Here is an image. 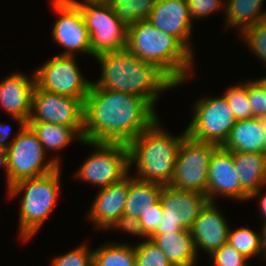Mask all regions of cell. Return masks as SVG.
<instances>
[{
    "label": "cell",
    "instance_id": "cell-1",
    "mask_svg": "<svg viewBox=\"0 0 266 266\" xmlns=\"http://www.w3.org/2000/svg\"><path fill=\"white\" fill-rule=\"evenodd\" d=\"M157 119L154 108L143 98L99 88L92 82L84 100L83 139L127 145Z\"/></svg>",
    "mask_w": 266,
    "mask_h": 266
},
{
    "label": "cell",
    "instance_id": "cell-2",
    "mask_svg": "<svg viewBox=\"0 0 266 266\" xmlns=\"http://www.w3.org/2000/svg\"><path fill=\"white\" fill-rule=\"evenodd\" d=\"M95 58L102 67L101 78L94 82L97 87L139 96L154 109L159 93L177 86L157 65L142 61L127 48Z\"/></svg>",
    "mask_w": 266,
    "mask_h": 266
},
{
    "label": "cell",
    "instance_id": "cell-3",
    "mask_svg": "<svg viewBox=\"0 0 266 266\" xmlns=\"http://www.w3.org/2000/svg\"><path fill=\"white\" fill-rule=\"evenodd\" d=\"M126 48L142 61L157 65L176 85L189 79L193 54L176 37L162 32L147 19L128 26Z\"/></svg>",
    "mask_w": 266,
    "mask_h": 266
},
{
    "label": "cell",
    "instance_id": "cell-4",
    "mask_svg": "<svg viewBox=\"0 0 266 266\" xmlns=\"http://www.w3.org/2000/svg\"><path fill=\"white\" fill-rule=\"evenodd\" d=\"M157 119L138 137L127 144L129 166L137 167L135 178L170 185L172 181L180 143L187 135L186 130L180 137L169 135L159 127Z\"/></svg>",
    "mask_w": 266,
    "mask_h": 266
},
{
    "label": "cell",
    "instance_id": "cell-5",
    "mask_svg": "<svg viewBox=\"0 0 266 266\" xmlns=\"http://www.w3.org/2000/svg\"><path fill=\"white\" fill-rule=\"evenodd\" d=\"M60 166L49 174L25 179L8 189L9 196L25 190L20 208V237L28 240L37 233L55 206L60 187Z\"/></svg>",
    "mask_w": 266,
    "mask_h": 266
},
{
    "label": "cell",
    "instance_id": "cell-6",
    "mask_svg": "<svg viewBox=\"0 0 266 266\" xmlns=\"http://www.w3.org/2000/svg\"><path fill=\"white\" fill-rule=\"evenodd\" d=\"M75 3L82 15L90 37L92 56L124 50L127 47L128 27L117 17L108 2Z\"/></svg>",
    "mask_w": 266,
    "mask_h": 266
},
{
    "label": "cell",
    "instance_id": "cell-7",
    "mask_svg": "<svg viewBox=\"0 0 266 266\" xmlns=\"http://www.w3.org/2000/svg\"><path fill=\"white\" fill-rule=\"evenodd\" d=\"M6 152L8 155L9 188L19 181L49 174L60 166V161L57 158L43 163L46 152L36 133L28 124L20 128Z\"/></svg>",
    "mask_w": 266,
    "mask_h": 266
},
{
    "label": "cell",
    "instance_id": "cell-8",
    "mask_svg": "<svg viewBox=\"0 0 266 266\" xmlns=\"http://www.w3.org/2000/svg\"><path fill=\"white\" fill-rule=\"evenodd\" d=\"M218 145L186 135L180 143L171 187L206 194L211 157Z\"/></svg>",
    "mask_w": 266,
    "mask_h": 266
},
{
    "label": "cell",
    "instance_id": "cell-9",
    "mask_svg": "<svg viewBox=\"0 0 266 266\" xmlns=\"http://www.w3.org/2000/svg\"><path fill=\"white\" fill-rule=\"evenodd\" d=\"M82 143L95 147L94 153L84 161L76 176L97 184L101 188L115 184L129 176L128 148L126 144L110 142Z\"/></svg>",
    "mask_w": 266,
    "mask_h": 266
},
{
    "label": "cell",
    "instance_id": "cell-10",
    "mask_svg": "<svg viewBox=\"0 0 266 266\" xmlns=\"http://www.w3.org/2000/svg\"><path fill=\"white\" fill-rule=\"evenodd\" d=\"M194 111L187 135L199 142L223 146L237 122L224 96L201 99Z\"/></svg>",
    "mask_w": 266,
    "mask_h": 266
},
{
    "label": "cell",
    "instance_id": "cell-11",
    "mask_svg": "<svg viewBox=\"0 0 266 266\" xmlns=\"http://www.w3.org/2000/svg\"><path fill=\"white\" fill-rule=\"evenodd\" d=\"M163 217L155 234H169L190 230L202 209L209 202L206 194L196 191L175 189L163 186L159 198Z\"/></svg>",
    "mask_w": 266,
    "mask_h": 266
},
{
    "label": "cell",
    "instance_id": "cell-12",
    "mask_svg": "<svg viewBox=\"0 0 266 266\" xmlns=\"http://www.w3.org/2000/svg\"><path fill=\"white\" fill-rule=\"evenodd\" d=\"M74 58V56L57 55L45 62L34 74L36 86L84 102L92 82L83 78Z\"/></svg>",
    "mask_w": 266,
    "mask_h": 266
},
{
    "label": "cell",
    "instance_id": "cell-13",
    "mask_svg": "<svg viewBox=\"0 0 266 266\" xmlns=\"http://www.w3.org/2000/svg\"><path fill=\"white\" fill-rule=\"evenodd\" d=\"M47 122L67 127H84V102L35 86L28 123Z\"/></svg>",
    "mask_w": 266,
    "mask_h": 266
},
{
    "label": "cell",
    "instance_id": "cell-14",
    "mask_svg": "<svg viewBox=\"0 0 266 266\" xmlns=\"http://www.w3.org/2000/svg\"><path fill=\"white\" fill-rule=\"evenodd\" d=\"M52 4L53 10L61 16L56 20L52 36L65 48V52L58 55L74 56L76 52L92 55L90 37L79 7L70 0H52Z\"/></svg>",
    "mask_w": 266,
    "mask_h": 266
},
{
    "label": "cell",
    "instance_id": "cell-15",
    "mask_svg": "<svg viewBox=\"0 0 266 266\" xmlns=\"http://www.w3.org/2000/svg\"><path fill=\"white\" fill-rule=\"evenodd\" d=\"M239 178L233 162V152L219 146L214 151L209 164L207 183L209 202H214L216 194L240 201L249 200V195L241 188Z\"/></svg>",
    "mask_w": 266,
    "mask_h": 266
},
{
    "label": "cell",
    "instance_id": "cell-16",
    "mask_svg": "<svg viewBox=\"0 0 266 266\" xmlns=\"http://www.w3.org/2000/svg\"><path fill=\"white\" fill-rule=\"evenodd\" d=\"M147 20L162 32L176 37L193 54L189 45L193 22L186 0H157Z\"/></svg>",
    "mask_w": 266,
    "mask_h": 266
},
{
    "label": "cell",
    "instance_id": "cell-17",
    "mask_svg": "<svg viewBox=\"0 0 266 266\" xmlns=\"http://www.w3.org/2000/svg\"><path fill=\"white\" fill-rule=\"evenodd\" d=\"M32 78L16 72L0 82V105L21 127L28 123L31 116L36 86L35 76Z\"/></svg>",
    "mask_w": 266,
    "mask_h": 266
},
{
    "label": "cell",
    "instance_id": "cell-18",
    "mask_svg": "<svg viewBox=\"0 0 266 266\" xmlns=\"http://www.w3.org/2000/svg\"><path fill=\"white\" fill-rule=\"evenodd\" d=\"M229 230L214 202H208L190 229L196 252L202 248L211 255L228 242Z\"/></svg>",
    "mask_w": 266,
    "mask_h": 266
},
{
    "label": "cell",
    "instance_id": "cell-19",
    "mask_svg": "<svg viewBox=\"0 0 266 266\" xmlns=\"http://www.w3.org/2000/svg\"><path fill=\"white\" fill-rule=\"evenodd\" d=\"M129 191V177L99 190L88 218L99 228L108 229L123 215Z\"/></svg>",
    "mask_w": 266,
    "mask_h": 266
},
{
    "label": "cell",
    "instance_id": "cell-20",
    "mask_svg": "<svg viewBox=\"0 0 266 266\" xmlns=\"http://www.w3.org/2000/svg\"><path fill=\"white\" fill-rule=\"evenodd\" d=\"M233 162L240 177L241 188L249 195V199L259 196L262 186L266 185V155L233 152Z\"/></svg>",
    "mask_w": 266,
    "mask_h": 266
},
{
    "label": "cell",
    "instance_id": "cell-21",
    "mask_svg": "<svg viewBox=\"0 0 266 266\" xmlns=\"http://www.w3.org/2000/svg\"><path fill=\"white\" fill-rule=\"evenodd\" d=\"M165 254L172 266H194L197 252L190 230L154 234L149 238Z\"/></svg>",
    "mask_w": 266,
    "mask_h": 266
},
{
    "label": "cell",
    "instance_id": "cell-22",
    "mask_svg": "<svg viewBox=\"0 0 266 266\" xmlns=\"http://www.w3.org/2000/svg\"><path fill=\"white\" fill-rule=\"evenodd\" d=\"M222 147L230 152L264 153V132L260 118L237 120Z\"/></svg>",
    "mask_w": 266,
    "mask_h": 266
},
{
    "label": "cell",
    "instance_id": "cell-23",
    "mask_svg": "<svg viewBox=\"0 0 266 266\" xmlns=\"http://www.w3.org/2000/svg\"><path fill=\"white\" fill-rule=\"evenodd\" d=\"M162 189V184L129 177V191L123 214L140 219L141 210L152 207L159 201Z\"/></svg>",
    "mask_w": 266,
    "mask_h": 266
},
{
    "label": "cell",
    "instance_id": "cell-24",
    "mask_svg": "<svg viewBox=\"0 0 266 266\" xmlns=\"http://www.w3.org/2000/svg\"><path fill=\"white\" fill-rule=\"evenodd\" d=\"M27 124L36 133L45 152L48 149L60 150L76 137L80 142L84 141V127H67L47 122Z\"/></svg>",
    "mask_w": 266,
    "mask_h": 266
},
{
    "label": "cell",
    "instance_id": "cell-25",
    "mask_svg": "<svg viewBox=\"0 0 266 266\" xmlns=\"http://www.w3.org/2000/svg\"><path fill=\"white\" fill-rule=\"evenodd\" d=\"M226 23L237 26L240 33L254 26L258 21L266 18V11L262 12L264 0H226Z\"/></svg>",
    "mask_w": 266,
    "mask_h": 266
},
{
    "label": "cell",
    "instance_id": "cell-26",
    "mask_svg": "<svg viewBox=\"0 0 266 266\" xmlns=\"http://www.w3.org/2000/svg\"><path fill=\"white\" fill-rule=\"evenodd\" d=\"M128 244H106L93 251V266H136L134 247Z\"/></svg>",
    "mask_w": 266,
    "mask_h": 266
},
{
    "label": "cell",
    "instance_id": "cell-27",
    "mask_svg": "<svg viewBox=\"0 0 266 266\" xmlns=\"http://www.w3.org/2000/svg\"><path fill=\"white\" fill-rule=\"evenodd\" d=\"M157 0H109L117 17L128 27L139 20L148 19Z\"/></svg>",
    "mask_w": 266,
    "mask_h": 266
},
{
    "label": "cell",
    "instance_id": "cell-28",
    "mask_svg": "<svg viewBox=\"0 0 266 266\" xmlns=\"http://www.w3.org/2000/svg\"><path fill=\"white\" fill-rule=\"evenodd\" d=\"M260 233H255L245 227L234 231L229 230L228 243L249 259L259 253H263L262 231Z\"/></svg>",
    "mask_w": 266,
    "mask_h": 266
},
{
    "label": "cell",
    "instance_id": "cell-29",
    "mask_svg": "<svg viewBox=\"0 0 266 266\" xmlns=\"http://www.w3.org/2000/svg\"><path fill=\"white\" fill-rule=\"evenodd\" d=\"M136 266H172L165 254L150 239L134 246Z\"/></svg>",
    "mask_w": 266,
    "mask_h": 266
},
{
    "label": "cell",
    "instance_id": "cell-30",
    "mask_svg": "<svg viewBox=\"0 0 266 266\" xmlns=\"http://www.w3.org/2000/svg\"><path fill=\"white\" fill-rule=\"evenodd\" d=\"M224 98L232 109L236 120L251 118V107L247 96V83L227 89Z\"/></svg>",
    "mask_w": 266,
    "mask_h": 266
},
{
    "label": "cell",
    "instance_id": "cell-31",
    "mask_svg": "<svg viewBox=\"0 0 266 266\" xmlns=\"http://www.w3.org/2000/svg\"><path fill=\"white\" fill-rule=\"evenodd\" d=\"M247 96L251 107V117H266V76L247 83Z\"/></svg>",
    "mask_w": 266,
    "mask_h": 266
},
{
    "label": "cell",
    "instance_id": "cell-32",
    "mask_svg": "<svg viewBox=\"0 0 266 266\" xmlns=\"http://www.w3.org/2000/svg\"><path fill=\"white\" fill-rule=\"evenodd\" d=\"M251 50L266 63V18L241 33Z\"/></svg>",
    "mask_w": 266,
    "mask_h": 266
},
{
    "label": "cell",
    "instance_id": "cell-33",
    "mask_svg": "<svg viewBox=\"0 0 266 266\" xmlns=\"http://www.w3.org/2000/svg\"><path fill=\"white\" fill-rule=\"evenodd\" d=\"M51 266H93V251H89L86 245L54 258Z\"/></svg>",
    "mask_w": 266,
    "mask_h": 266
},
{
    "label": "cell",
    "instance_id": "cell-34",
    "mask_svg": "<svg viewBox=\"0 0 266 266\" xmlns=\"http://www.w3.org/2000/svg\"><path fill=\"white\" fill-rule=\"evenodd\" d=\"M214 266H247V257L239 253L228 242L214 251L211 255Z\"/></svg>",
    "mask_w": 266,
    "mask_h": 266
},
{
    "label": "cell",
    "instance_id": "cell-35",
    "mask_svg": "<svg viewBox=\"0 0 266 266\" xmlns=\"http://www.w3.org/2000/svg\"><path fill=\"white\" fill-rule=\"evenodd\" d=\"M141 217L139 219L142 230L146 239L151 238L155 233L159 225H161V217H163V211L161 203L158 201L152 207H148L145 210H141Z\"/></svg>",
    "mask_w": 266,
    "mask_h": 266
},
{
    "label": "cell",
    "instance_id": "cell-36",
    "mask_svg": "<svg viewBox=\"0 0 266 266\" xmlns=\"http://www.w3.org/2000/svg\"><path fill=\"white\" fill-rule=\"evenodd\" d=\"M191 14L194 18H201L210 15L213 11L220 10L223 4L222 0H186Z\"/></svg>",
    "mask_w": 266,
    "mask_h": 266
},
{
    "label": "cell",
    "instance_id": "cell-37",
    "mask_svg": "<svg viewBox=\"0 0 266 266\" xmlns=\"http://www.w3.org/2000/svg\"><path fill=\"white\" fill-rule=\"evenodd\" d=\"M112 227L118 229L120 228L123 231H128L140 237H146L142 230L139 219L130 215L123 214Z\"/></svg>",
    "mask_w": 266,
    "mask_h": 266
},
{
    "label": "cell",
    "instance_id": "cell-38",
    "mask_svg": "<svg viewBox=\"0 0 266 266\" xmlns=\"http://www.w3.org/2000/svg\"><path fill=\"white\" fill-rule=\"evenodd\" d=\"M9 125H6L5 123H0V149L7 150L10 145L13 143V140L10 142H6L7 139L10 136L11 129L9 128ZM6 140V141H5Z\"/></svg>",
    "mask_w": 266,
    "mask_h": 266
},
{
    "label": "cell",
    "instance_id": "cell-39",
    "mask_svg": "<svg viewBox=\"0 0 266 266\" xmlns=\"http://www.w3.org/2000/svg\"><path fill=\"white\" fill-rule=\"evenodd\" d=\"M5 166L7 172V186L9 188V170H8V155L5 150L0 149V166Z\"/></svg>",
    "mask_w": 266,
    "mask_h": 266
},
{
    "label": "cell",
    "instance_id": "cell-40",
    "mask_svg": "<svg viewBox=\"0 0 266 266\" xmlns=\"http://www.w3.org/2000/svg\"><path fill=\"white\" fill-rule=\"evenodd\" d=\"M262 197H260L261 199H260V203H259V205H260V209H261V212H262V214H263V216L265 217V219H264V223H266V193L264 194L263 193V195H261Z\"/></svg>",
    "mask_w": 266,
    "mask_h": 266
},
{
    "label": "cell",
    "instance_id": "cell-41",
    "mask_svg": "<svg viewBox=\"0 0 266 266\" xmlns=\"http://www.w3.org/2000/svg\"><path fill=\"white\" fill-rule=\"evenodd\" d=\"M264 132V154L266 155V117L260 118Z\"/></svg>",
    "mask_w": 266,
    "mask_h": 266
},
{
    "label": "cell",
    "instance_id": "cell-42",
    "mask_svg": "<svg viewBox=\"0 0 266 266\" xmlns=\"http://www.w3.org/2000/svg\"><path fill=\"white\" fill-rule=\"evenodd\" d=\"M263 253L266 257V223L262 227Z\"/></svg>",
    "mask_w": 266,
    "mask_h": 266
},
{
    "label": "cell",
    "instance_id": "cell-43",
    "mask_svg": "<svg viewBox=\"0 0 266 266\" xmlns=\"http://www.w3.org/2000/svg\"><path fill=\"white\" fill-rule=\"evenodd\" d=\"M83 2H109V0H83Z\"/></svg>",
    "mask_w": 266,
    "mask_h": 266
}]
</instances>
